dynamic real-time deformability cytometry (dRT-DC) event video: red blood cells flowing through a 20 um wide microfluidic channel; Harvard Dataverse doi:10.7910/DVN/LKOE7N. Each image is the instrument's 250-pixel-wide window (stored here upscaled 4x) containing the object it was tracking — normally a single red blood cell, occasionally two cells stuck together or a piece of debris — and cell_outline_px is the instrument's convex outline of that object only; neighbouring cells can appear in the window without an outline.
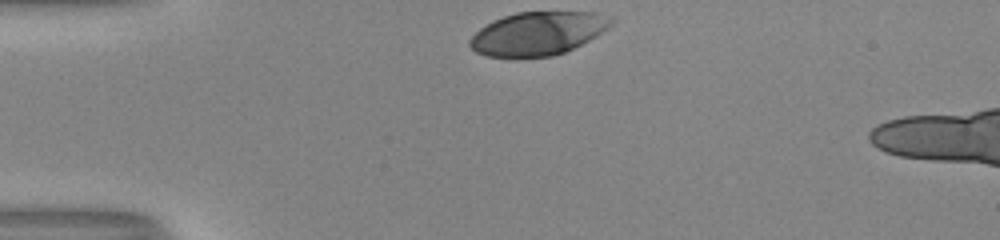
{"species": "human", "species_latin": "Homo sapiens", "temperature_condition": "room temperature", "stored_images_in_passage": 6, "camera_frame_rate_fps": 3000, "um_per_image_px": 0.085, "donor": {"sex": "male"}, "frame": {"image": 1, "passage_image": 1, "time_ms": 0.0, "image_size_px": [1000, 240], "cell_outline_px": [[616, 20], [608, 28], [596, 36], [564, 52], [552, 56], [488, 56], [476, 52], [468, 44], [468, 40], [480, 28], [504, 16], [516, 12], [592, 12], [612, 16]], "centroid_in_image_um": [45.75, 2.82], "position_along_channel_um": 39.3, "area_um2": 35.26}}